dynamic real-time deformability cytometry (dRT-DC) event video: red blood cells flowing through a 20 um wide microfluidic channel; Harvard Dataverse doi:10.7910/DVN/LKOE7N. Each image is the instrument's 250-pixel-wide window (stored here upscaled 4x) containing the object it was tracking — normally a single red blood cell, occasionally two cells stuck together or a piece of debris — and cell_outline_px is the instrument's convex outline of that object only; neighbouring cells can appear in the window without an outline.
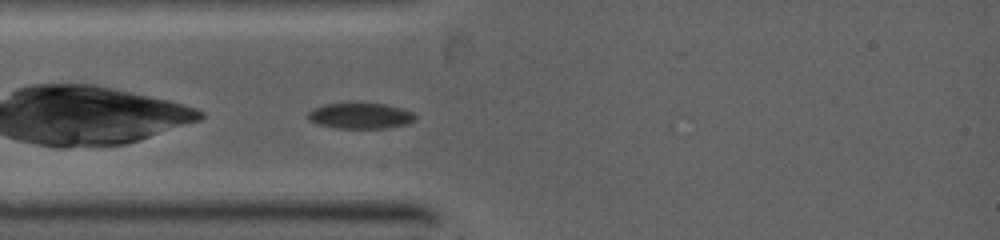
{"species": "common noctule bat (a hibernating species)", "species_latin": "Nyctalus noctula", "temperature_condition": "warm", "stored_images_in_passage": 15, "camera_frame_rate_fps": 5000, "um_per_image_px": 0.085, "animal": {"sex": "female", "body_mass_g": 19.0, "forearm_length_mm": 53.3}, "frame": {"image": 1, "passage_image": 5, "time_ms": 0.6, "image_size_px": [1000, 240], "cell_outline_px": [[416, 120], [408, 124], [388, 128], [336, 128], [316, 124], [308, 120], [308, 112], [312, 108], [324, 104], [352, 100], [388, 104], [412, 112], [416, 116]], "centroid_in_image_um": [30.6, 9.8], "position_along_channel_um": 54.4, "area_um2": 17.05}}
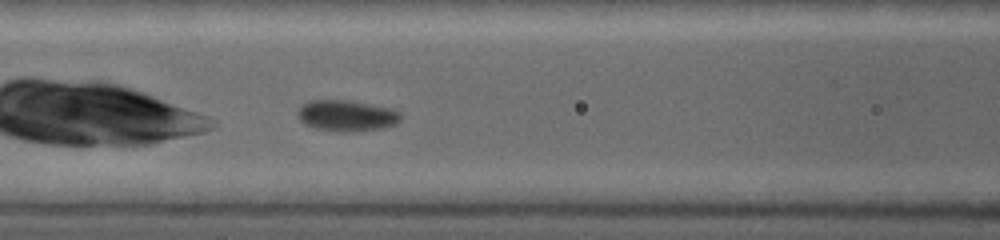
{"frame": {"image": 2, "passage_image": 14, "time_ms": 2.4, "image_size_px": [1000, 240], "cell_outline_px": [[400, 120], [396, 124], [384, 128], [356, 132], [340, 132], [316, 128], [304, 124], [296, 116], [296, 112], [300, 104], [308, 100], [348, 100], [392, 108], [400, 112]], "centroid_in_image_um": [29.43, 9.83], "position_along_channel_um": 137.2, "area_um2": 19.07}}